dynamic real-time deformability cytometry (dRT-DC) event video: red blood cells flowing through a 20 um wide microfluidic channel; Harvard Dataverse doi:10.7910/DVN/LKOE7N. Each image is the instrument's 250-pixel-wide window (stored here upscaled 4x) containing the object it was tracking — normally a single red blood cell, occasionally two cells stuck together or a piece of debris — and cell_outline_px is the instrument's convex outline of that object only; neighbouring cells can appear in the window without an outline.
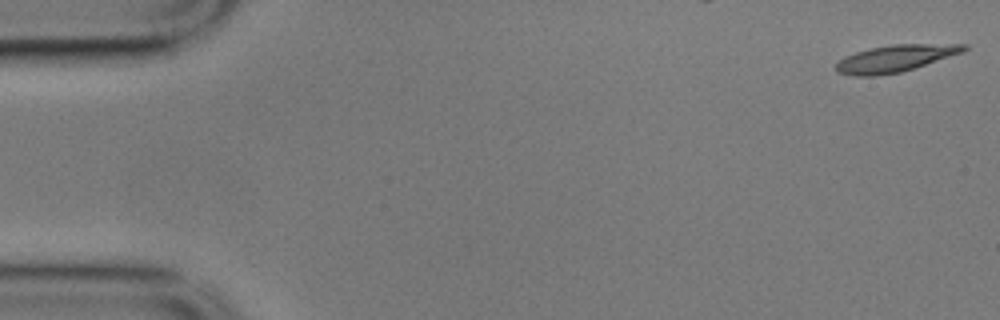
{"species": "common noctule bat (a hibernating species)", "species_latin": "Nyctalus noctula", "temperature_condition": "cold", "stored_images_in_passage": 15, "camera_frame_rate_fps": 3000, "um_per_image_px": 0.085, "animal": {"sex": "male", "body_mass_g": 17.9}, "frame": {"image": 1, "passage_image": 1, "time_ms": 0.0, "image_size_px": [1000, 320], "cell_outline_px": [[968, 48], [964, 52], [900, 72], [876, 76], [856, 76], [836, 72], [836, 64], [844, 56], [856, 52], [872, 48], [892, 44], [968, 44]], "centroid_in_image_um": [76.1, 4.96], "position_along_channel_um": 8.9, "area_um2": 19.88}}